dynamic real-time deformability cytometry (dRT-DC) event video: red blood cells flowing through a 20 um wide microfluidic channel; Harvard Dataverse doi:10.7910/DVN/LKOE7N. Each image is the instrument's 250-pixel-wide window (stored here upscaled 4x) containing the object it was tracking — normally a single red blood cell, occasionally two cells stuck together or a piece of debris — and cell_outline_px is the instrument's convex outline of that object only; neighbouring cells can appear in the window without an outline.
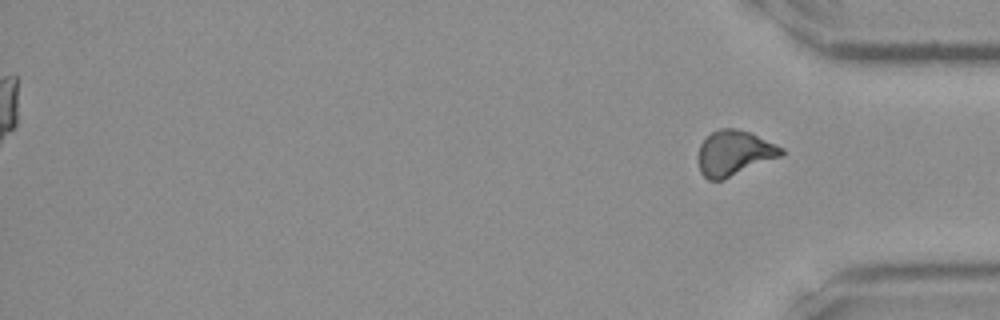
{"species": "Egyptian fruit bat (a non-hibernating species)", "species_latin": "Rousettus aegyptiacus", "temperature_condition": "room temperature", "stored_images_in_passage": 38, "segment_of_instrument_passage": [2, 2], "camera_frame_rate_fps": 3000, "um_per_image_px": 0.085, "frame": {"image": 1, "passage_image": 38, "time_ms": 12.333, "image_size_px": [1000, 320], "cell_outline_px": [[784, 156], [724, 180], [708, 180], [700, 172], [700, 144], [712, 132], [720, 128], [736, 128], [748, 132], [776, 144], [784, 148]], "centroid_in_image_um": [62.46, 13.03], "position_along_channel_um": 372.7, "area_um2": 21.91}}